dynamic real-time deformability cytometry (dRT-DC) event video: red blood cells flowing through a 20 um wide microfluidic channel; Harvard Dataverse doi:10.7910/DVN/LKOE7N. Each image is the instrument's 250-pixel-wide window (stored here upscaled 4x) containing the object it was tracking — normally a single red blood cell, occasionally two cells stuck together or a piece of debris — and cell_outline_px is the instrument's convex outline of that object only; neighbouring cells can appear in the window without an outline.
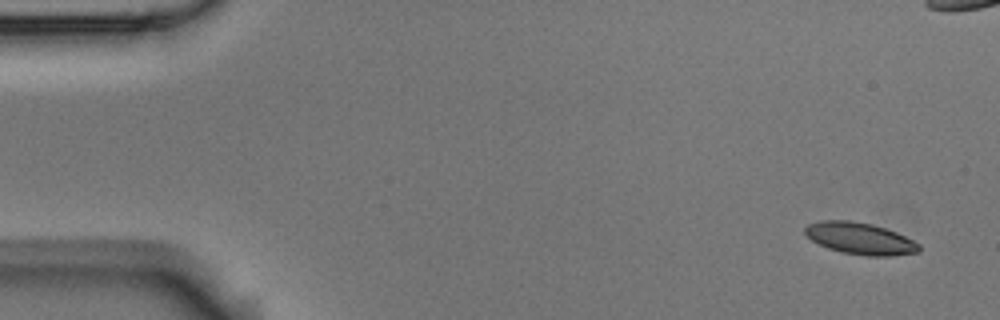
{"species": "Egyptian fruit bat (a non-hibernating species)", "species_latin": "Rousettus aegyptiacus", "temperature_condition": "room temperature", "stored_images_in_passage": 10, "segment_of_instrument_passage": [1, 2], "camera_frame_rate_fps": 3000, "um_per_image_px": 0.085, "animal": {"sex": "male"}, "frame": {"image": 1, "passage_image": 1, "time_ms": 0.0, "image_size_px": [1000, 320], "cell_outline_px": [[920, 252], [892, 256], [864, 256], [840, 252], [828, 248], [812, 240], [804, 232], [804, 228], [808, 224], [820, 220], [848, 220], [872, 224], [896, 232], [920, 244]], "centroid_in_image_um": [73.11, 20.28], "position_along_channel_um": 11.9, "area_um2": 21.15}}
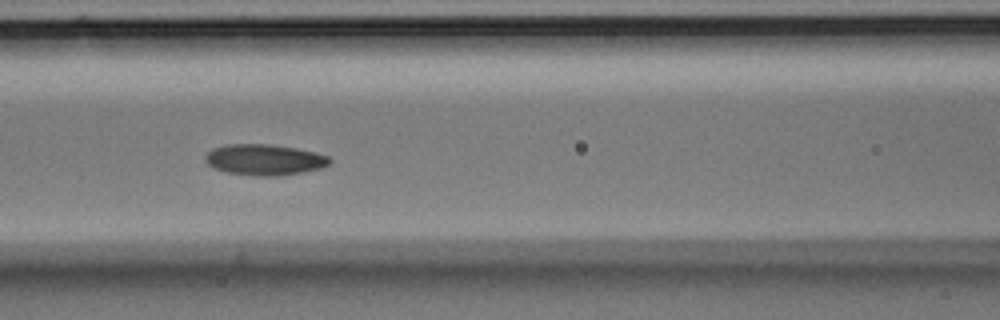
{"frame": {"image": 2, "passage_image": 7, "time_ms": 2.0, "image_size_px": [1000, 320], "cell_outline_px": [[332, 164], [320, 168], [280, 176], [256, 176], [228, 172], [216, 168], [208, 164], [204, 160], [204, 156], [212, 148], [224, 144], [268, 144], [296, 148], [316, 152], [328, 156], [332, 160]], "centroid_in_image_um": [22.49, 13.56], "position_along_channel_um": 144.1, "area_um2": 22.48}}
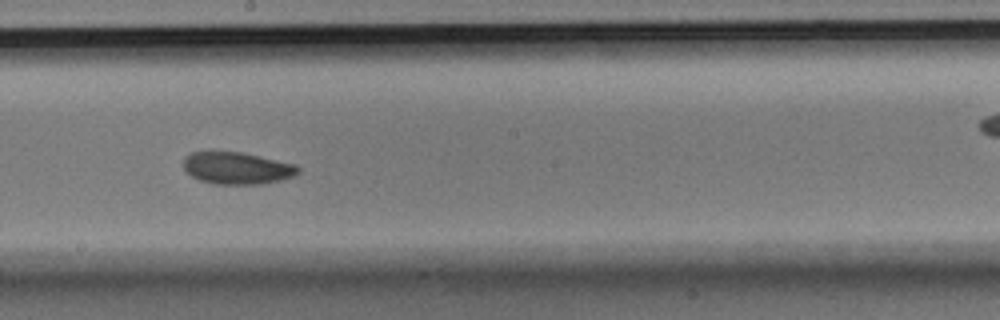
{"frame": {"image": 3, "passage_image": 9, "time_ms": 2.667, "image_size_px": [1000, 320], "cell_outline_px": [[300, 172], [296, 176], [264, 184], [212, 184], [200, 180], [192, 176], [184, 168], [184, 156], [192, 152], [240, 152], [296, 164], [300, 168]], "centroid_in_image_um": [20.18, 14.3], "position_along_channel_um": 228.0, "area_um2": 21.44}}